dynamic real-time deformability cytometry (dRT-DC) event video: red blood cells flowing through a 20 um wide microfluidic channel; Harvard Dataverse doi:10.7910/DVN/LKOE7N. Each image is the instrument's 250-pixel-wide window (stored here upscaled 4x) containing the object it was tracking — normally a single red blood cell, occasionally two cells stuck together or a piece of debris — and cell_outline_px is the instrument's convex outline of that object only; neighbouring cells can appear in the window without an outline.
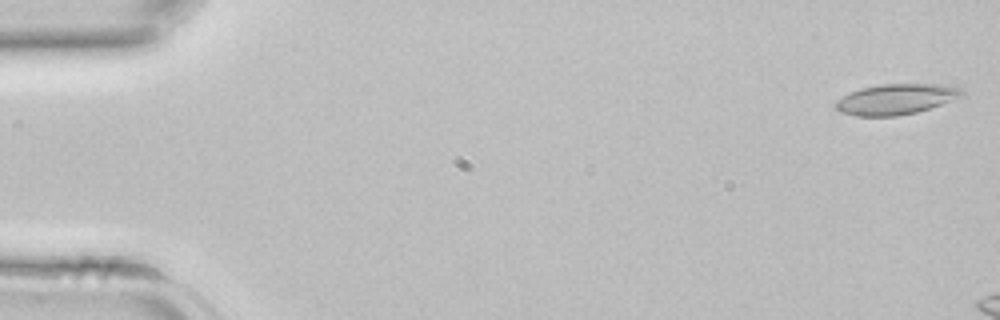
{"species": "common noctule bat (a hibernating species)", "species_latin": "Nyctalus noctula", "temperature_condition": "room temperature", "stored_images_in_passage": 6, "camera_frame_rate_fps": 3000, "um_per_image_px": 0.085, "animal": {"sex": "female", "body_mass_g": 22.7, "forearm_length_mm": 54.2}, "frame": {"image": 1, "passage_image": 1, "time_ms": 0.0, "image_size_px": [1000, 320], "cell_outline_px": [[968, 96], [916, 112], [896, 116], [852, 116], [840, 112], [832, 104], [836, 100], [860, 88], [880, 84], [940, 84], [960, 88]], "centroid_in_image_um": [76.18, 8.43], "position_along_channel_um": 8.8, "area_um2": 22.72}}